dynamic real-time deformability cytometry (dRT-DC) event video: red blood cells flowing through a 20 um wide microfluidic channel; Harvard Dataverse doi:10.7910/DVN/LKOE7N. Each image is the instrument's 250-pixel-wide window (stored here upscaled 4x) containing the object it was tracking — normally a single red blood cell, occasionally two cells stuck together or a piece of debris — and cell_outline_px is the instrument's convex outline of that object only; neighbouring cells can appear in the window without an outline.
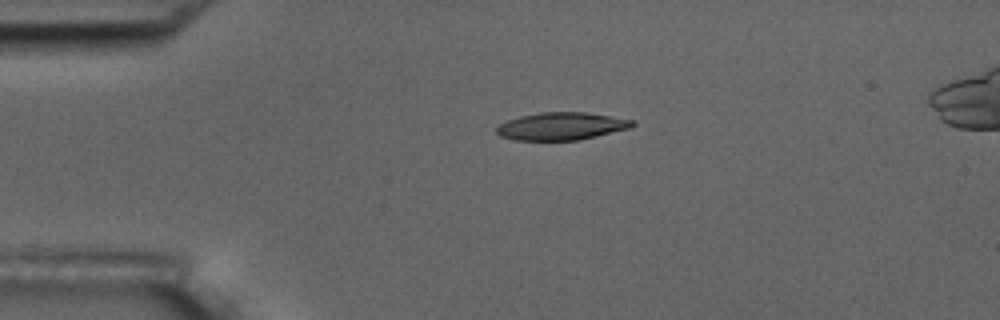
{"species": "common noctule bat (a hibernating species)", "species_latin": "Nyctalus noctula", "temperature_condition": "room temperature", "stored_images_in_passage": 5, "camera_frame_rate_fps": 3000, "um_per_image_px": 0.085, "animal": {"sex": "male", "body_mass_g": 17.5, "forearm_length_mm": 52.3}, "frame": {"image": 1, "passage_image": 3, "time_ms": 2.333, "image_size_px": [1000, 320], "cell_outline_px": [[636, 124], [628, 128], [580, 140], [516, 140], [500, 136], [496, 132], [496, 128], [500, 124], [508, 120], [520, 116], [540, 112], [584, 112], [612, 116], [636, 120]], "centroid_in_image_um": [47.73, 10.72], "position_along_channel_um": 37.3, "area_um2": 21.79}}
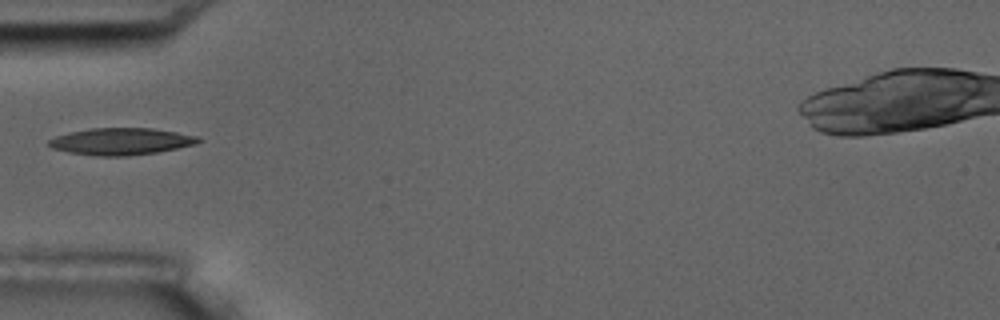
{"frame": {"image": 2, "passage_image": 5, "time_ms": 4.333, "image_size_px": [1000, 320], "cell_outline_px": [[204, 140], [196, 144], [156, 152], [124, 156], [100, 156], [68, 152], [52, 148], [48, 144], [48, 140], [56, 136], [68, 132], [88, 128], [152, 128], [200, 136]], "centroid_in_image_um": [10.3, 12.01], "position_along_channel_um": 74.7, "area_um2": 23.47}}